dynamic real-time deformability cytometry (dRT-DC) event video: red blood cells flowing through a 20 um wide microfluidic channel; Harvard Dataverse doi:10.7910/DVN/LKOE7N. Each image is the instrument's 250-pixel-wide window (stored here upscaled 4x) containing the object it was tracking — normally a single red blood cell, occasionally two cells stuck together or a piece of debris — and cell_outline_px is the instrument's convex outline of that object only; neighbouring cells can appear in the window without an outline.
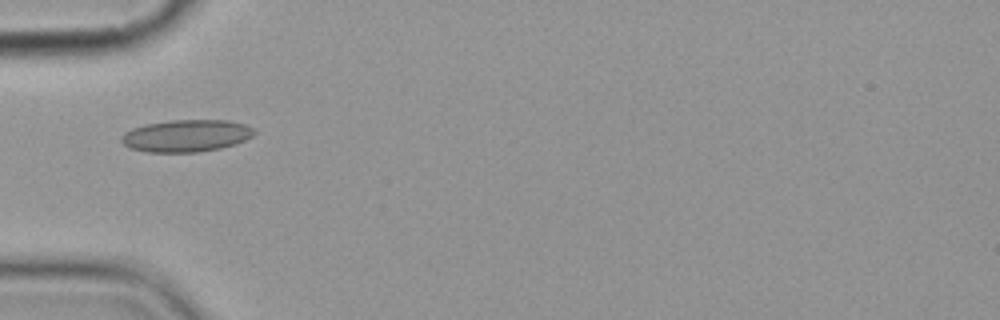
{"species": "common noctule bat (a hibernating species)", "species_latin": "Nyctalus noctula", "temperature_condition": "cold", "stored_images_in_passage": 6, "camera_frame_rate_fps": 3000, "um_per_image_px": 0.085, "animal": {"sex": "female", "body_mass_g": 19.9}, "frame": {"image": 1, "passage_image": 1, "time_ms": 0.0, "image_size_px": [1000, 320], "cell_outline_px": [[256, 132], [252, 136], [236, 144], [220, 148], [196, 152], [148, 152], [132, 148], [124, 144], [120, 140], [120, 136], [124, 132], [132, 128], [144, 124], [172, 120], [228, 120], [244, 124], [252, 128]], "centroid_in_image_um": [15.82, 11.53], "position_along_channel_um": 69.2, "area_um2": 24.85}}
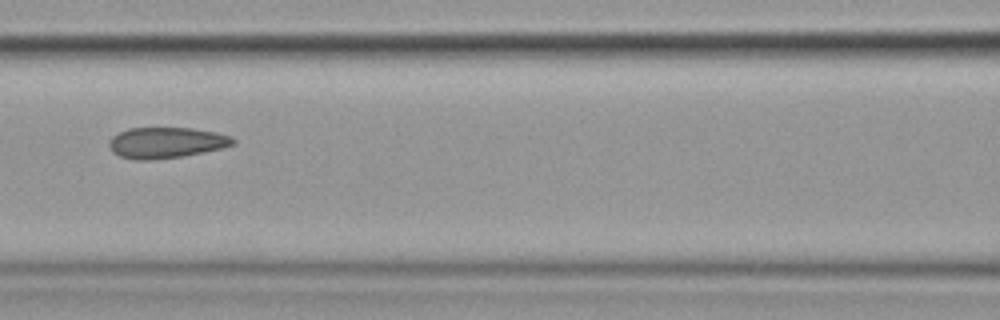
{"frame": {"image": 2, "passage_image": 3, "time_ms": 2.333, "image_size_px": [1000, 320], "cell_outline_px": [[236, 144], [220, 148], [180, 156], [148, 160], [136, 160], [120, 156], [112, 152], [108, 144], [112, 136], [128, 128], [192, 128], [216, 132], [232, 136], [236, 140]], "centroid_in_image_um": [14.12, 12.11], "position_along_channel_um": 152.5, "area_um2": 22.14}}
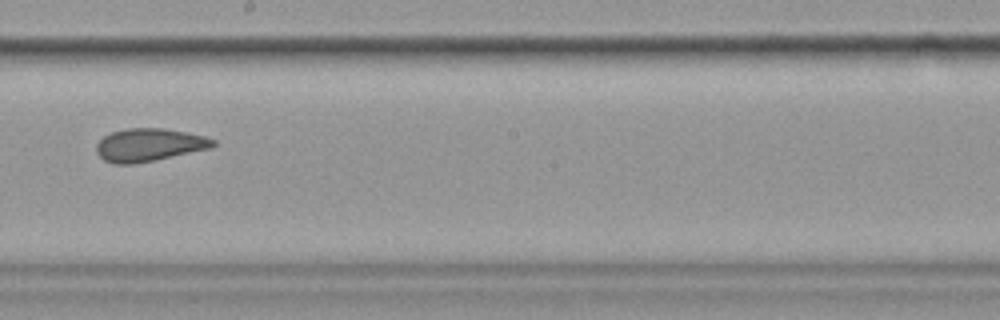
{"frame": {"image": 3, "passage_image": 5, "time_ms": 4.667, "image_size_px": [1000, 320], "cell_outline_px": [[216, 144], [212, 148], [156, 160], [132, 164], [112, 164], [104, 160], [96, 152], [96, 144], [104, 136], [112, 132], [128, 128], [164, 128], [204, 136], [216, 140]], "centroid_in_image_um": [12.68, 12.32], "position_along_channel_um": 235.5, "area_um2": 22.43}}